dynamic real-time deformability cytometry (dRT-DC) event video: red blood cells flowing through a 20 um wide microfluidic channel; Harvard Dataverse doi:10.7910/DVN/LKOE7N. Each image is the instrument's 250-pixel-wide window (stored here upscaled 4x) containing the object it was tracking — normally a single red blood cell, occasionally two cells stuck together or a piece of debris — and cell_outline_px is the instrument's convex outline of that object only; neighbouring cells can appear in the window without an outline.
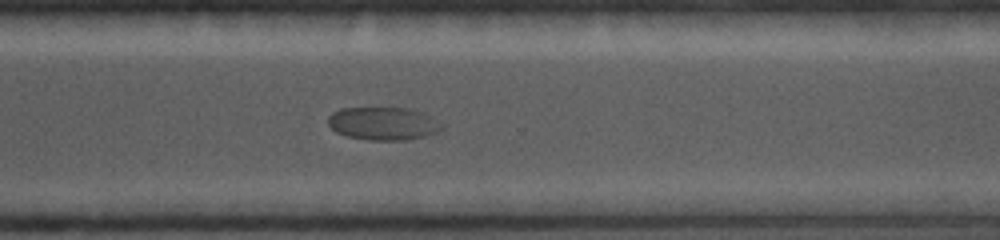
{"species": "common noctule bat (a hibernating species)", "species_latin": "Nyctalus noctula", "temperature_condition": "cold", "stored_images_in_passage": 13, "camera_frame_rate_fps": 5000, "um_per_image_px": 0.085, "animal": {"sex": "female", "body_mass_g": 19.0, "forearm_length_mm": 56.7}, "frame": {"image": 1, "passage_image": 13, "time_ms": 10.2, "image_size_px": [1000, 240], "cell_outline_px": [[444, 128], [428, 136], [408, 140], [364, 140], [348, 136], [336, 132], [328, 124], [328, 116], [332, 112], [340, 108], [412, 108], [424, 112], [444, 124]], "centroid_in_image_um": [32.61, 10.5], "position_along_channel_um": 338.0, "area_um2": 22.25}}